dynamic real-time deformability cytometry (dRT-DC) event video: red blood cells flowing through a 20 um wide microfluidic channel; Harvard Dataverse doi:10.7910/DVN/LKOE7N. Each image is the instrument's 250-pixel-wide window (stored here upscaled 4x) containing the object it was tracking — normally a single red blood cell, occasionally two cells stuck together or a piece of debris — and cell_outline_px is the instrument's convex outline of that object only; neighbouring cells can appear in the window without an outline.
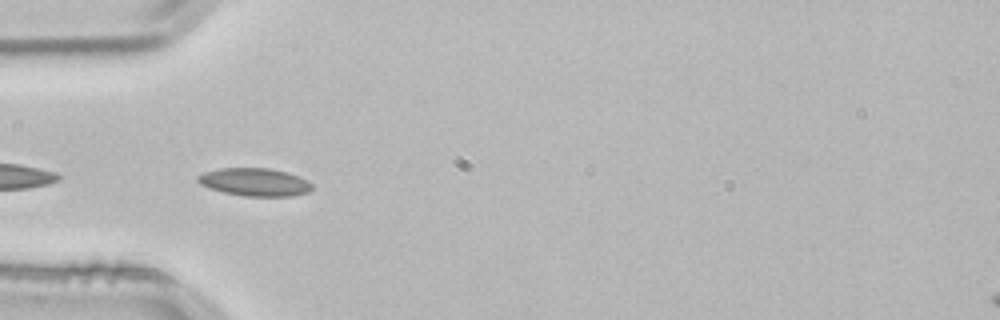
{"species": "common noctule bat (a hibernating species)", "species_latin": "Nyctalus noctula", "temperature_condition": "room temperature", "stored_images_in_passage": 5, "camera_frame_rate_fps": 3000, "um_per_image_px": 0.085, "animal": {"sex": "male", "body_mass_g": 21.5, "forearm_length_mm": 52.0}, "frame": {"image": 1, "passage_image": 2, "time_ms": 0.333, "image_size_px": [1000, 320], "cell_outline_px": [[312, 188], [308, 192], [292, 196], [244, 196], [224, 192], [200, 184], [196, 180], [196, 176], [204, 172], [220, 168], [268, 168], [284, 172], [308, 180], [312, 184]], "centroid_in_image_um": [21.63, 15.48], "position_along_channel_um": 63.4, "area_um2": 18.38}}